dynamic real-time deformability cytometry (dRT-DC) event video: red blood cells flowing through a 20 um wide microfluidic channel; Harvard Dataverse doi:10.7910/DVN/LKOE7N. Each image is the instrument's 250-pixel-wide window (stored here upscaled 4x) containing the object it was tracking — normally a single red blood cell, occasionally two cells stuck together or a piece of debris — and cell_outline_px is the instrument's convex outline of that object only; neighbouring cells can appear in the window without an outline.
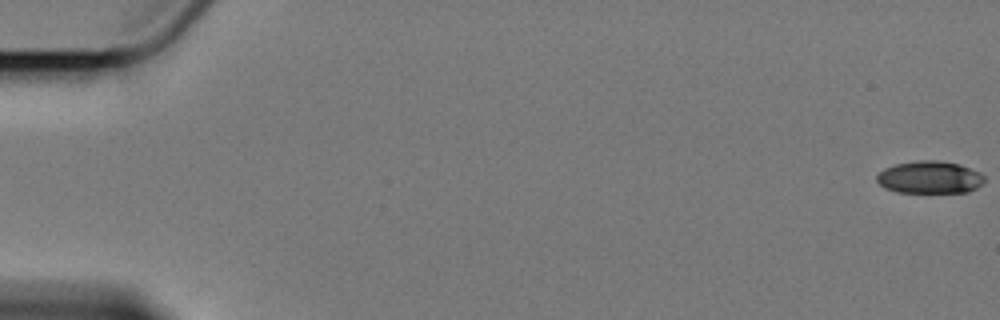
{"species": "Egyptian fruit bat (a non-hibernating species)", "species_latin": "Rousettus aegyptiacus", "temperature_condition": "cold", "stored_images_in_passage": 6, "camera_frame_rate_fps": 3000, "um_per_image_px": 0.085, "animal": {"sex": "female"}, "frame": {"image": 1, "passage_image": 1, "time_ms": 0.0, "image_size_px": [1000, 320], "cell_outline_px": [[984, 180], [976, 188], [968, 192], [896, 192], [884, 188], [876, 180], [876, 176], [884, 168], [896, 164], [920, 160], [936, 160], [960, 164], [984, 176]], "centroid_in_image_um": [78.98, 15.07], "position_along_channel_um": 6.0, "area_um2": 20.11}}
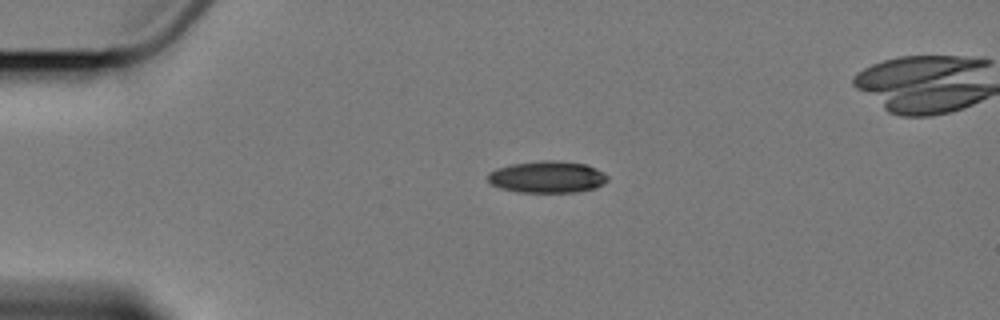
{"frame": {"image": 2, "passage_image": 4, "time_ms": 4.667, "image_size_px": [1000, 320], "cell_outline_px": [[608, 180], [604, 184], [596, 188], [576, 192], [516, 192], [500, 188], [492, 184], [488, 180], [488, 172], [496, 168], [512, 164], [540, 160], [556, 160], [584, 164], [596, 168], [608, 176]], "centroid_in_image_um": [46.51, 15.04], "position_along_channel_um": 38.5, "area_um2": 22.31}}